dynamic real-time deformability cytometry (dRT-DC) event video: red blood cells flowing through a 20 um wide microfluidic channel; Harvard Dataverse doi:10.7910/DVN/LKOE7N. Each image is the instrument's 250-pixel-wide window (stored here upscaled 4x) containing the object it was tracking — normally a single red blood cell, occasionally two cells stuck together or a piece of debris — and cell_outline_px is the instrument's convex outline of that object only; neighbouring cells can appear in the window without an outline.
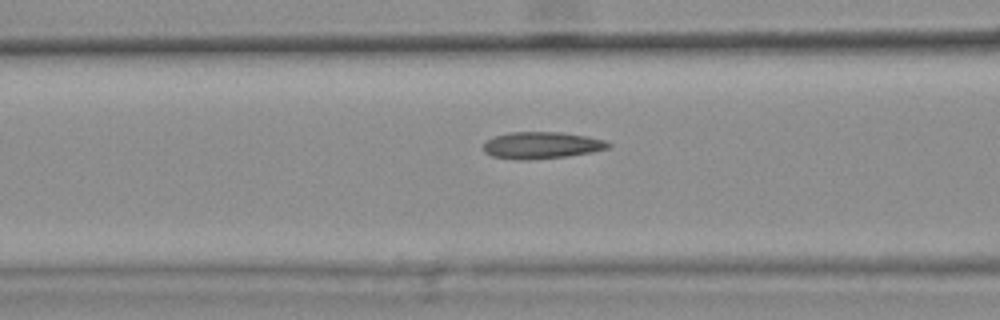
{"species": "common noctule bat (a hibernating species)", "species_latin": "Nyctalus noctula", "temperature_condition": "warm", "stored_images_in_passage": 48, "camera_frame_rate_fps": 3000, "um_per_image_px": 0.085, "animal": {"sex": "female", "body_mass_g": 25.1}, "frame": {"image": 1, "passage_image": 21, "time_ms": 6.667, "image_size_px": [1000, 320], "cell_outline_px": [[612, 144], [608, 148], [592, 152], [568, 156], [528, 160], [520, 160], [492, 156], [484, 152], [484, 144], [488, 140], [496, 136], [508, 132], [560, 132], [588, 136], [604, 140]], "centroid_in_image_um": [46.06, 12.35], "position_along_channel_um": 120.5, "area_um2": 19.48}, "authors_computed_cell_mechanics": {"area_um2": 19.2185, "velocity_mm_per_s": 3.8117, "shape_relaxation_time_tau1_ms": null, "shape_relaxation_time_tau2_ms": 3.2, "deformation_change_tau1": null, "deformation_change_tau2": 0.1062}}